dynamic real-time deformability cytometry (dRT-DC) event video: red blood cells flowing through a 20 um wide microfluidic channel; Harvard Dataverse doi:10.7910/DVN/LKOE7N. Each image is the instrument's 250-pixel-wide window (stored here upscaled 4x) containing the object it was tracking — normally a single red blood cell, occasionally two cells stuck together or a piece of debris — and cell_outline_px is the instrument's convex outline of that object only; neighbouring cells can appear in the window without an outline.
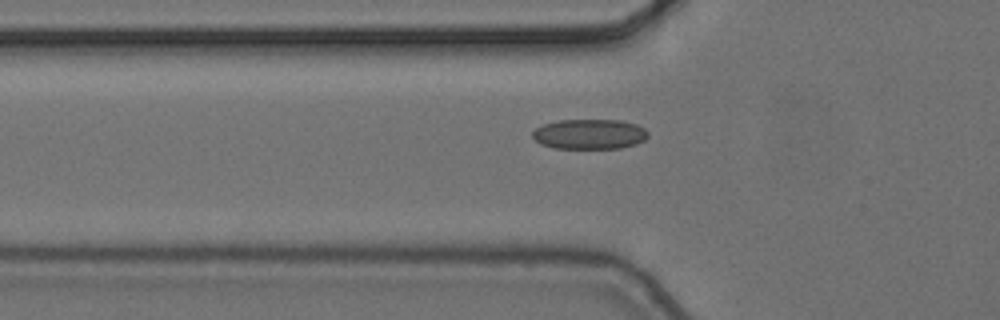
{"species": "common noctule bat (a hibernating species)", "species_latin": "Nyctalus noctula", "temperature_condition": "cold", "stored_images_in_passage": 7, "camera_frame_rate_fps": 3000, "um_per_image_px": 0.085, "animal": {"sex": "female", "body_mass_g": 24.6, "forearm_length_mm": 56.2}, "frame": {"image": 1, "passage_image": 7, "time_ms": 2.0, "image_size_px": [1000, 320], "cell_outline_px": [[648, 136], [644, 140], [636, 144], [620, 148], [552, 148], [540, 144], [532, 136], [532, 132], [536, 128], [544, 124], [560, 120], [620, 120], [636, 124], [644, 128], [648, 132]], "centroid_in_image_um": [50.11, 11.4], "position_along_channel_um": 75.7, "area_um2": 20.23}}